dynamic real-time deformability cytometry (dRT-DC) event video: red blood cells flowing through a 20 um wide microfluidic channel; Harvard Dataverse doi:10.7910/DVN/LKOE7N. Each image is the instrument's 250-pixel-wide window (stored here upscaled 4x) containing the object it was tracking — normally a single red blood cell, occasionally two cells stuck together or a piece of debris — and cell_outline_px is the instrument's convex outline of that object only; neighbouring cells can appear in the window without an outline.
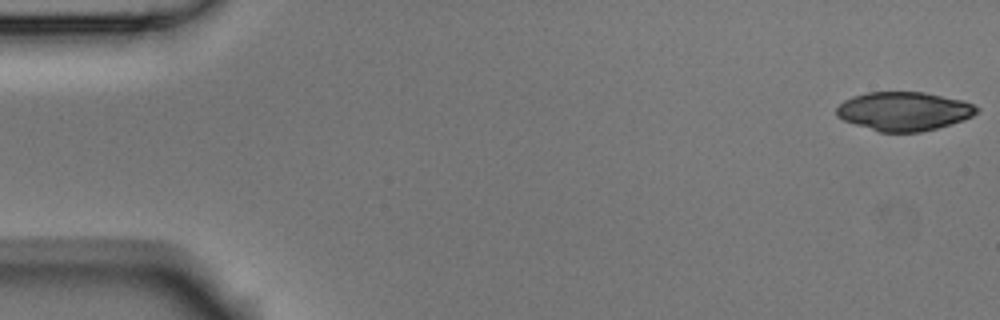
{"species": "Egyptian fruit bat (a non-hibernating species)", "species_latin": "Rousettus aegyptiacus", "temperature_condition": "room temperature", "stored_images_in_passage": 5, "camera_frame_rate_fps": 3000, "um_per_image_px": 0.085, "animal": {"sex": "male"}, "frame": {"image": 1, "passage_image": 1, "time_ms": 0.0, "image_size_px": [1000, 320], "cell_outline_px": [[980, 108], [972, 116], [964, 120], [952, 124], [920, 132], [880, 132], [844, 120], [836, 116], [836, 108], [844, 100], [852, 96], [868, 92], [924, 92], [960, 100], [972, 104]], "centroid_in_image_um": [76.82, 9.45], "position_along_channel_um": 8.2, "area_um2": 31.5}}
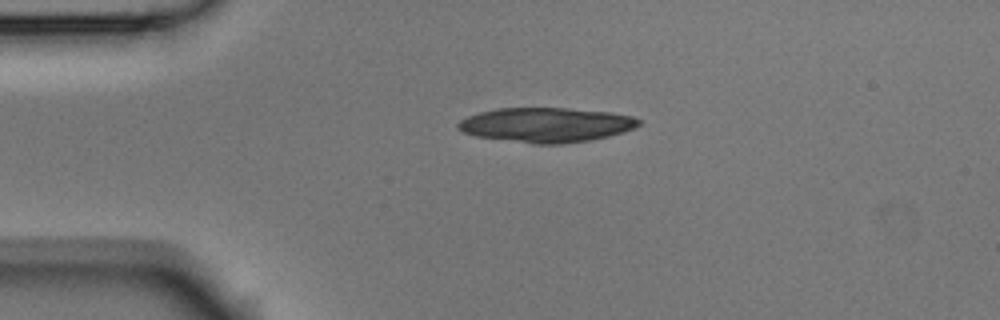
{"frame": {"image": 2, "passage_image": 4, "time_ms": 1.0, "image_size_px": [1000, 320], "cell_outline_px": [[640, 124], [632, 128], [608, 136], [588, 140], [560, 144], [536, 144], [476, 136], [464, 132], [456, 128], [456, 124], [460, 120], [468, 116], [480, 112], [496, 108], [564, 108], [612, 112], [632, 116], [640, 120]], "centroid_in_image_um": [46.39, 10.6], "position_along_channel_um": 38.6, "area_um2": 36.18}}